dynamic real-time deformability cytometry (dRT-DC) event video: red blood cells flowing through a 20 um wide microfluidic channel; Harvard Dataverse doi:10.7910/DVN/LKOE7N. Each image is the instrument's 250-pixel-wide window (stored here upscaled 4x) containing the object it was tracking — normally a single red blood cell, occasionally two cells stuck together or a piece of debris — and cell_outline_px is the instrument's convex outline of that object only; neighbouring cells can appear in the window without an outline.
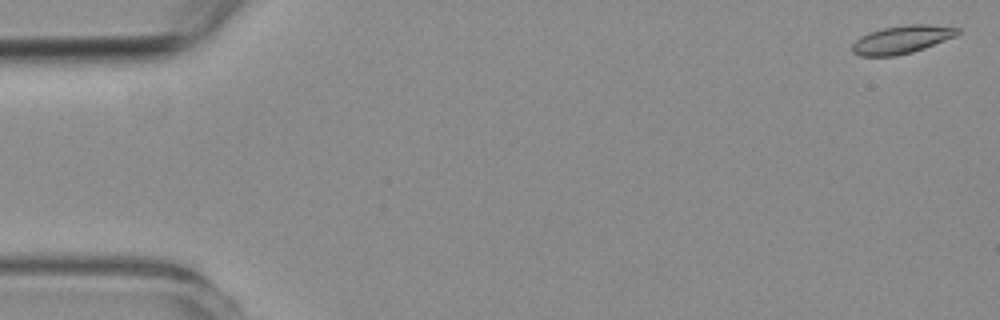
{"species": "common noctule bat (a hibernating species)", "species_latin": "Nyctalus noctula", "temperature_condition": "room temperature", "stored_images_in_passage": 55, "camera_frame_rate_fps": 3000, "um_per_image_px": 0.085, "animal": {"sex": "female", "body_mass_g": 19.3, "forearm_length_mm": 54.1}, "frame": {"image": 1, "passage_image": 2, "time_ms": 0.333, "image_size_px": [1000, 320], "cell_outline_px": [[960, 32], [956, 36], [924, 48], [912, 52], [896, 56], [860, 56], [852, 52], [852, 44], [860, 36], [884, 28], [908, 24], [924, 24], [960, 28]], "centroid_in_image_um": [76.65, 3.37], "position_along_channel_um": 8.3, "area_um2": 17.05}}
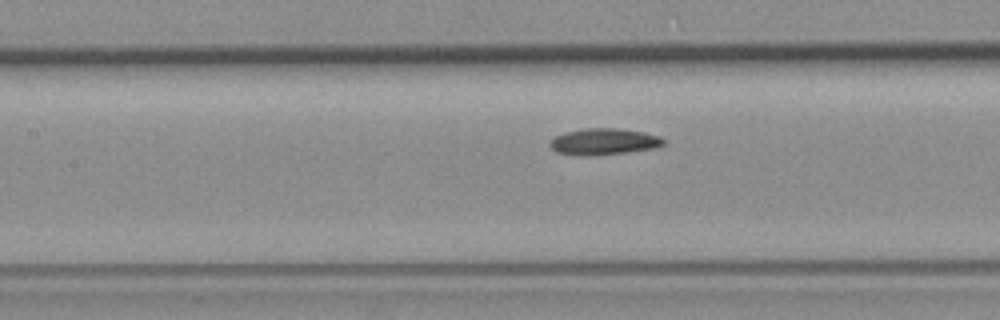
{"frame": {"image": 2, "passage_image": 25, "time_ms": 8.0, "image_size_px": [1000, 320], "cell_outline_px": [[664, 144], [656, 148], [628, 152], [596, 156], [580, 156], [556, 152], [548, 144], [556, 136], [564, 132], [588, 128], [616, 128], [644, 132], [660, 136], [664, 140]], "centroid_in_image_um": [51.33, 12.05], "position_along_channel_um": 156.1, "area_um2": 17.63}}
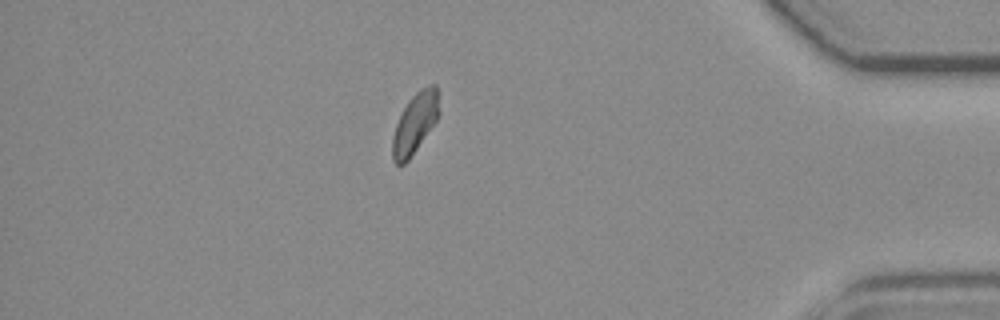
{"frame": {"image": 3, "passage_image": 48, "time_ms": 15.667, "image_size_px": [1000, 320], "cell_outline_px": [[440, 112], [436, 120], [408, 160], [404, 164], [396, 164], [392, 160], [392, 140], [396, 124], [408, 100], [420, 88], [432, 84], [436, 84], [440, 108]], "centroid_in_image_um": [35.27, 10.44], "position_along_channel_um": 399.9, "area_um2": 16.18}, "authors_computed_cell_mechanics": {"area_um2": 16.9354, "velocity_mm_per_s": 3.7436, "shape_relaxation_time_tau1_ms": 7.4437, "shape_relaxation_time_tau2_ms": null, "deformation_change_tau1": 0.1257, "deformation_change_tau2": null}}